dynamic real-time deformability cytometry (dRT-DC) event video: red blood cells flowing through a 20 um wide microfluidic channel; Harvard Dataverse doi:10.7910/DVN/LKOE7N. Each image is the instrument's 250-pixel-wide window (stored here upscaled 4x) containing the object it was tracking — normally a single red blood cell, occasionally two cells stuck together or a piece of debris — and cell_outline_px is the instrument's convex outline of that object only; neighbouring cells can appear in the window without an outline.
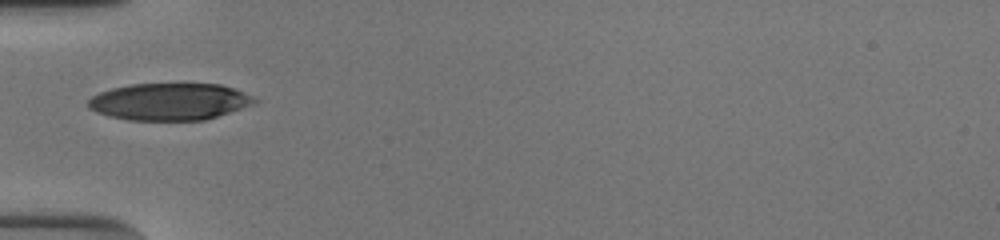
{"species": "human", "species_latin": "Homo sapiens", "temperature_condition": "cold", "stored_images_in_passage": 32, "camera_frame_rate_fps": 3000, "um_per_image_px": 0.085, "donor": {"sex": "male"}, "frame": {"image": 1, "passage_image": 1, "time_ms": 0.0, "image_size_px": [1000, 240], "cell_outline_px": [[260, 100], [252, 104], [204, 120], [128, 120], [108, 116], [96, 112], [88, 108], [84, 104], [92, 96], [100, 92], [112, 88], [132, 84], [220, 84], [244, 92]], "centroid_in_image_um": [14.35, 8.64], "position_along_channel_um": 70.7, "area_um2": 35.78}}
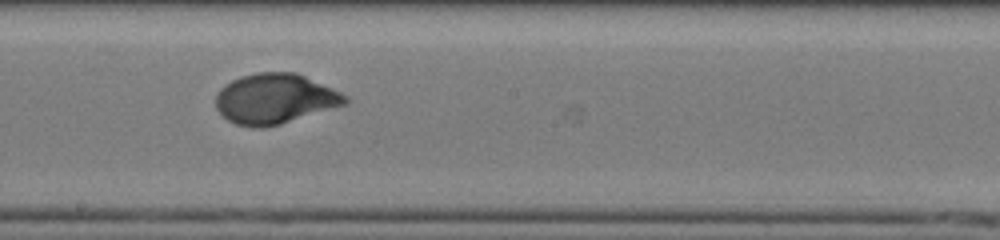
{"frame": {"image": 2, "passage_image": 13, "time_ms": 4.0, "image_size_px": [1000, 240], "cell_outline_px": [[352, 100], [348, 104], [280, 124], [264, 128], [252, 128], [236, 124], [228, 120], [216, 108], [216, 96], [220, 88], [232, 80], [240, 76], [256, 72], [296, 72], [332, 88], [348, 96]], "centroid_in_image_um": [23.39, 8.4], "position_along_channel_um": 224.8, "area_um2": 38.03}}
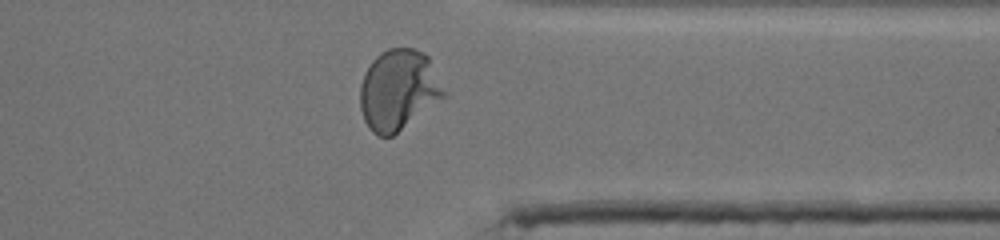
{"frame": {"image": 3, "passage_image": 25, "time_ms": 8.0, "image_size_px": [1000, 240], "cell_outline_px": [[448, 96], [392, 136], [380, 136], [372, 132], [368, 128], [364, 120], [360, 108], [360, 84], [364, 72], [372, 60], [380, 52], [388, 48], [416, 48], [424, 52], [428, 56]], "centroid_in_image_um": [33.87, 7.64], "position_along_channel_um": 377.5, "area_um2": 39.77}, "authors_computed_cell_mechanics": {"area_um2": 37.5411, "velocity_mm_per_s": 3.8774, "shape_relaxation_time_tau1_ms": 3.3808, "shape_relaxation_time_tau2_ms": null, "deformation_change_tau1": 0.2005, "deformation_change_tau2": null}}